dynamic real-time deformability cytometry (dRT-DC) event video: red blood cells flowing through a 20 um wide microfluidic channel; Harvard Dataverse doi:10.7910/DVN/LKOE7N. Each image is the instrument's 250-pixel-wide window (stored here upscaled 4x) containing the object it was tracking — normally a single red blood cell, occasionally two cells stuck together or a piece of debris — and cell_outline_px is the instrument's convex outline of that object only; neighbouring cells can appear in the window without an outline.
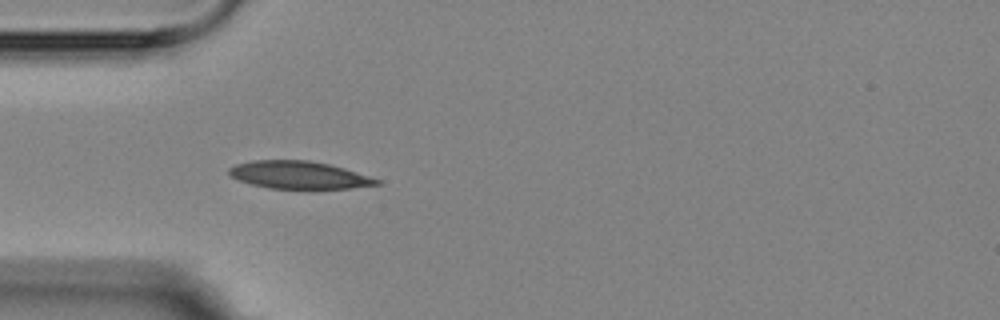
{"species": "Egyptian fruit bat (a non-hibernating species)", "species_latin": "Rousettus aegyptiacus", "temperature_condition": "room temperature", "stored_images_in_passage": 4, "camera_frame_rate_fps": 3000, "um_per_image_px": 0.085, "animal": {"sex": "female"}, "frame": {"image": 1, "passage_image": 3, "time_ms": 3.333, "image_size_px": [1000, 320], "cell_outline_px": [[380, 184], [348, 188], [268, 188], [252, 184], [240, 180], [232, 176], [228, 172], [228, 168], [236, 164], [252, 160], [308, 160], [328, 164], [344, 168], [380, 180]], "centroid_in_image_um": [25.37, 14.86], "position_along_channel_um": 59.6, "area_um2": 23.35}}
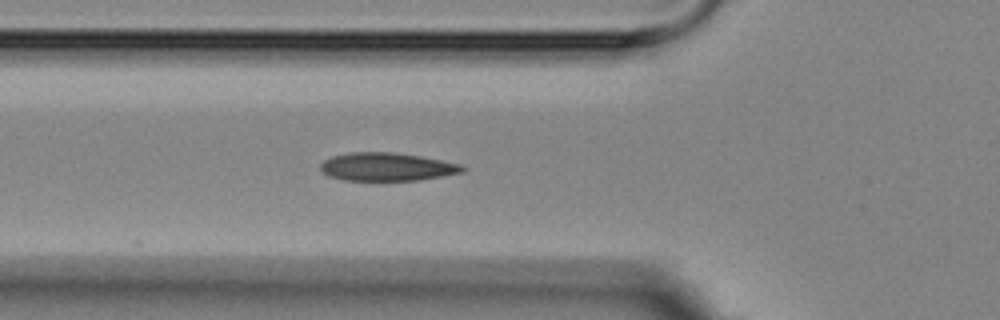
{"frame": {"image": 2, "passage_image": 4, "time_ms": 4.333, "image_size_px": [1000, 320], "cell_outline_px": [[468, 168], [464, 172], [420, 180], [344, 180], [328, 176], [320, 168], [320, 164], [324, 160], [332, 156], [352, 152], [392, 152], [420, 156], [460, 164]], "centroid_in_image_um": [32.9, 14.18], "position_along_channel_um": 92.9, "area_um2": 23.24}}